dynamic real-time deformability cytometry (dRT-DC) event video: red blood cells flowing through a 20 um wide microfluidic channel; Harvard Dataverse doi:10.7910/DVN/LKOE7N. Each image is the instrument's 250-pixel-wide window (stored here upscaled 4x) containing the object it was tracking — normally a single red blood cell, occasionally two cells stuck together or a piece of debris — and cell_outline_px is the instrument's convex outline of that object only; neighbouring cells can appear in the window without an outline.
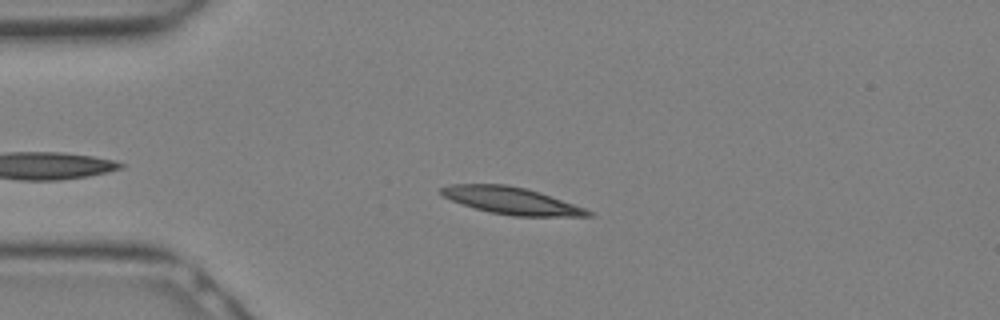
{"species": "Egyptian fruit bat (a non-hibernating species)", "species_latin": "Rousettus aegyptiacus", "temperature_condition": "warm", "stored_images_in_passage": 13, "camera_frame_rate_fps": 3000, "um_per_image_px": 0.085, "animal": {"sex": "female"}, "frame": {"image": 1, "passage_image": 6, "time_ms": 1.667, "image_size_px": [1000, 320], "cell_outline_px": [[596, 216], [512, 216], [488, 212], [452, 200], [444, 196], [440, 192], [440, 188], [448, 184], [508, 184], [540, 192], [584, 208], [592, 212]], "centroid_in_image_um": [43.47, 17.05], "position_along_channel_um": 41.5, "area_um2": 22.95}}
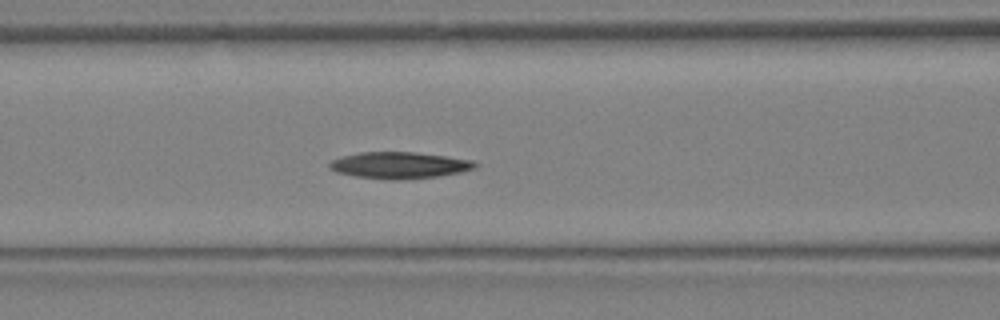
{"frame": {"image": 2, "passage_image": 11, "time_ms": 3.333, "image_size_px": [1000, 320], "cell_outline_px": [[480, 164], [476, 168], [460, 172], [440, 176], [396, 180], [392, 180], [356, 176], [336, 172], [328, 168], [328, 164], [332, 160], [344, 156], [360, 152], [416, 152], [472, 160]], "centroid_in_image_um": [33.96, 14.05], "position_along_channel_um": 132.6, "area_um2": 22.48}}
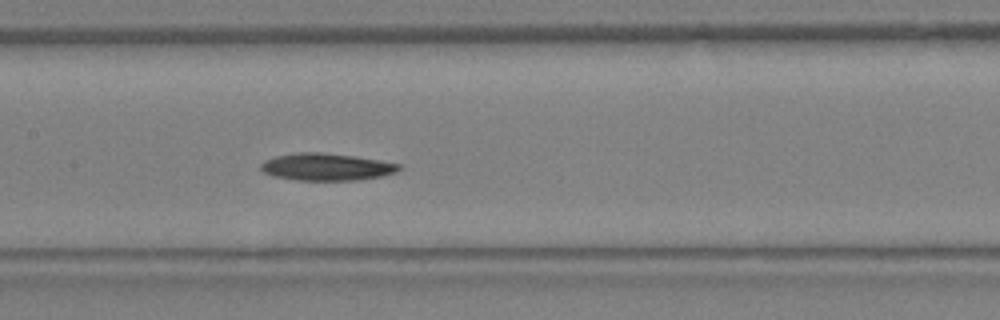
{"frame": {"image": 3, "passage_image": 13, "time_ms": 4.0, "image_size_px": [1000, 320], "cell_outline_px": [[400, 168], [396, 172], [380, 176], [360, 180], [300, 180], [272, 176], [264, 172], [260, 168], [260, 164], [264, 160], [276, 156], [300, 152], [320, 152], [352, 156], [380, 160], [400, 164]], "centroid_in_image_um": [27.72, 14.19], "position_along_channel_um": 179.7, "area_um2": 21.73}}